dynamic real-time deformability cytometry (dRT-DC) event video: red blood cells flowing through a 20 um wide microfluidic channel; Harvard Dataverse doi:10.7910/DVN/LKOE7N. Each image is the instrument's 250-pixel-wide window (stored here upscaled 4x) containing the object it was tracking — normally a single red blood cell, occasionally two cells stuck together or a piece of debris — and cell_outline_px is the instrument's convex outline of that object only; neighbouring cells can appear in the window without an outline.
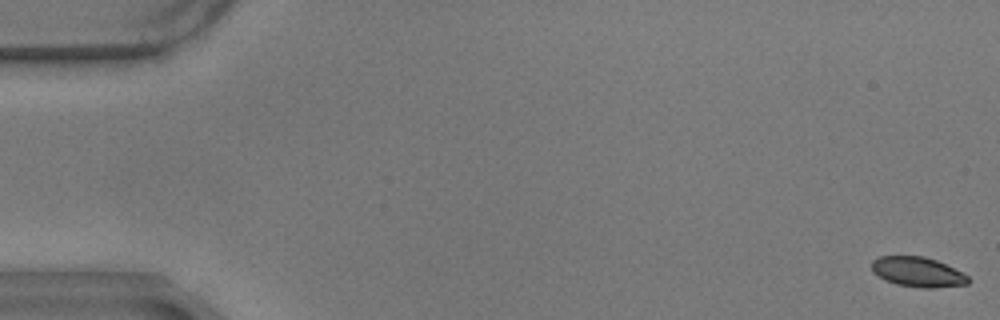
{"species": "common noctule bat (a hibernating species)", "species_latin": "Nyctalus noctula", "temperature_condition": "warm", "stored_images_in_passage": 13, "camera_frame_rate_fps": 3000, "um_per_image_px": 0.085, "animal": {"sex": "male", "body_mass_g": 17.9}, "frame": {"image": 1, "passage_image": 1, "time_ms": 0.0, "image_size_px": [1000, 320], "cell_outline_px": [[968, 284], [932, 288], [920, 288], [896, 284], [884, 280], [872, 272], [872, 260], [880, 256], [924, 256], [936, 260], [968, 276]], "centroid_in_image_um": [77.95, 23.12], "position_along_channel_um": 7.0, "area_um2": 16.7}}